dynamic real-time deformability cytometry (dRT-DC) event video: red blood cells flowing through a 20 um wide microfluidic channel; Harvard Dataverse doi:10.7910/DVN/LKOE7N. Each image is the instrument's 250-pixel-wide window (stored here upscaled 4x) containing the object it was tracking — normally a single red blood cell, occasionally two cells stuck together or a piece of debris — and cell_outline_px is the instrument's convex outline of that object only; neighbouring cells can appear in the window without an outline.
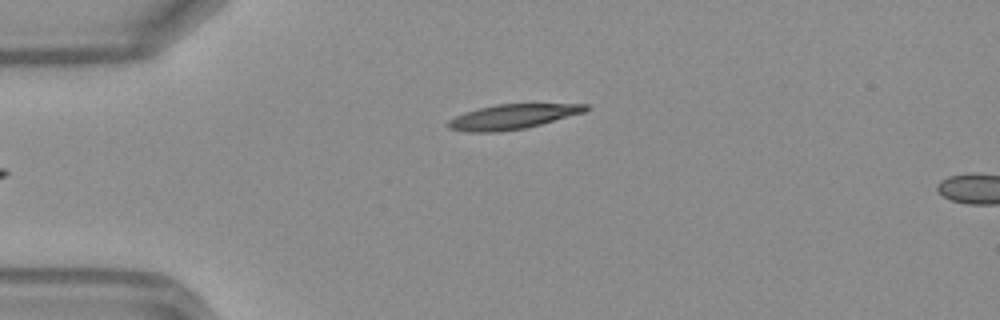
{"species": "Egyptian fruit bat (a non-hibernating species)", "species_latin": "Rousettus aegyptiacus", "temperature_condition": "warm", "stored_images_in_passage": 5, "camera_frame_rate_fps": 3000, "um_per_image_px": 0.085, "frame": {"image": 1, "passage_image": 1, "time_ms": 0.0, "image_size_px": [1000, 320], "cell_outline_px": [[592, 108], [584, 112], [540, 124], [524, 128], [500, 132], [464, 132], [448, 128], [448, 120], [464, 112], [496, 104], [592, 104]], "centroid_in_image_um": [43.57, 9.92], "position_along_channel_um": 41.4, "area_um2": 19.83}}